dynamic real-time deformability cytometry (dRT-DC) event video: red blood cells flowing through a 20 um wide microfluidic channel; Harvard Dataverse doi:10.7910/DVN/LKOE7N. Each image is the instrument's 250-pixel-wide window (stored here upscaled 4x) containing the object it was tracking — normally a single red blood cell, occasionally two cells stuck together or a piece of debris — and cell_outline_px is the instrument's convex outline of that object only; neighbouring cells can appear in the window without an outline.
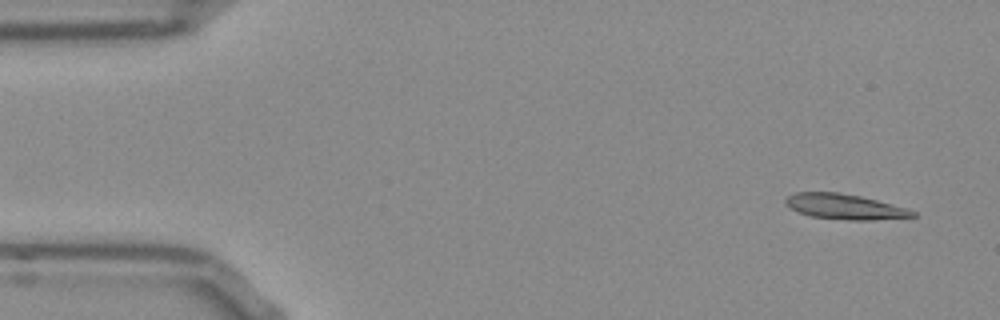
{"species": "Egyptian fruit bat (a non-hibernating species)", "species_latin": "Rousettus aegyptiacus", "temperature_condition": "room temperature", "stored_images_in_passage": 51, "segment_of_instrument_passage": [1, 2], "camera_frame_rate_fps": 3000, "um_per_image_px": 0.085, "frame": {"image": 1, "passage_image": 1, "time_ms": 0.0, "image_size_px": [1000, 320], "cell_outline_px": [[916, 216], [872, 220], [848, 220], [812, 216], [800, 212], [784, 204], [784, 200], [788, 196], [796, 192], [836, 192], [860, 196], [908, 208], [916, 212]], "centroid_in_image_um": [71.81, 17.56], "position_along_channel_um": 13.2, "area_um2": 18.5}}
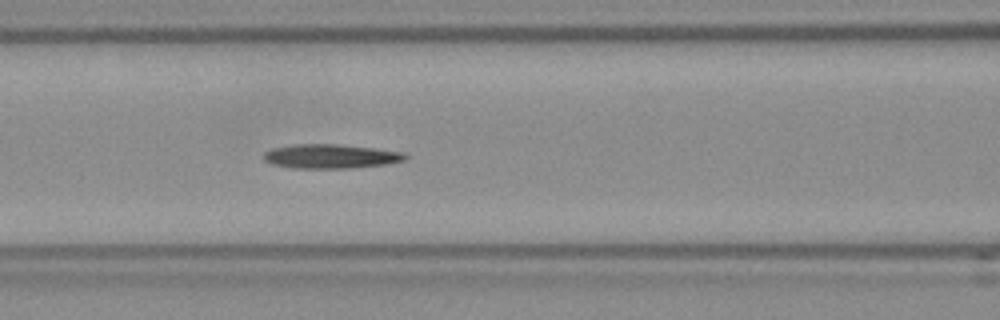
{"frame": {"image": 2, "passage_image": 19, "time_ms": 6.0, "image_size_px": [1000, 320], "cell_outline_px": [[408, 156], [404, 160], [384, 164], [352, 168], [296, 168], [272, 164], [264, 160], [264, 152], [272, 148], [296, 144], [336, 144], [372, 148], [404, 152]], "centroid_in_image_um": [28.09, 13.28], "position_along_channel_um": 138.5, "area_um2": 19.77}}
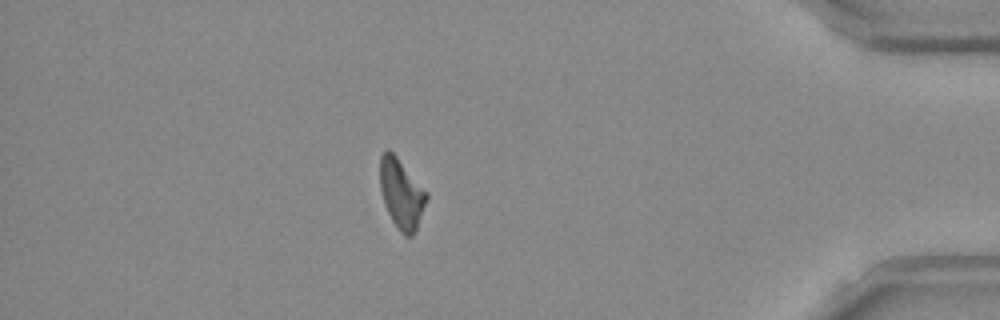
{"frame": {"image": 3, "passage_image": 43, "time_ms": 14.0, "image_size_px": [1000, 320], "cell_outline_px": [[428, 196], [416, 232], [412, 236], [404, 236], [400, 232], [392, 220], [384, 204], [380, 188], [380, 156], [388, 148], [396, 156], [428, 192]], "centroid_in_image_um": [34.13, 16.48], "position_along_channel_um": 401.1, "area_um2": 18.9}}